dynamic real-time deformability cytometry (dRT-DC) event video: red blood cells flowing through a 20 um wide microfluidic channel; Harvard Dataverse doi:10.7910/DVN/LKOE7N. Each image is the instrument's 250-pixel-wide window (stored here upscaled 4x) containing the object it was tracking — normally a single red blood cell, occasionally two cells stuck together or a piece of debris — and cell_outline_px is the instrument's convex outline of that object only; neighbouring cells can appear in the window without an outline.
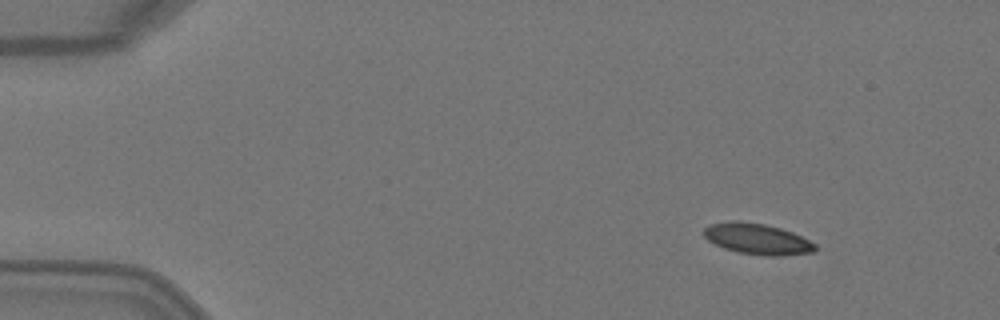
{"species": "Egyptian fruit bat (a non-hibernating species)", "species_latin": "Rousettus aegyptiacus", "temperature_condition": "warm", "stored_images_in_passage": 4, "camera_frame_rate_fps": 3000, "um_per_image_px": 0.085, "animal": {"sex": "female"}, "frame": {"image": 1, "passage_image": 1, "time_ms": 0.0, "image_size_px": [1000, 320], "cell_outline_px": [[816, 248], [812, 252], [776, 256], [768, 256], [736, 252], [724, 248], [708, 240], [704, 236], [704, 228], [712, 224], [728, 220], [740, 220], [764, 224], [780, 228], [792, 232], [816, 244]], "centroid_in_image_um": [64.34, 20.3], "position_along_channel_um": 20.7, "area_um2": 19.94}}
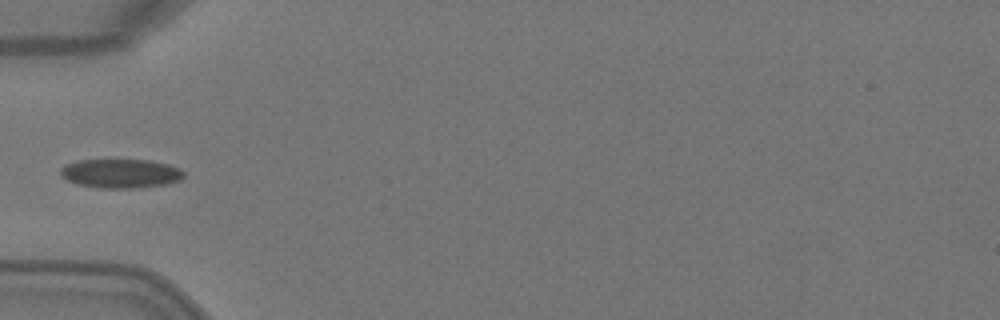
{"frame": {"image": 2, "passage_image": 4, "time_ms": 1.0, "image_size_px": [1000, 320], "cell_outline_px": [[184, 176], [180, 180], [168, 184], [136, 188], [96, 188], [76, 184], [60, 176], [60, 168], [68, 164], [80, 160], [148, 160], [168, 164], [180, 168], [184, 172]], "centroid_in_image_um": [10.27, 14.75], "position_along_channel_um": 74.7, "area_um2": 20.98}}